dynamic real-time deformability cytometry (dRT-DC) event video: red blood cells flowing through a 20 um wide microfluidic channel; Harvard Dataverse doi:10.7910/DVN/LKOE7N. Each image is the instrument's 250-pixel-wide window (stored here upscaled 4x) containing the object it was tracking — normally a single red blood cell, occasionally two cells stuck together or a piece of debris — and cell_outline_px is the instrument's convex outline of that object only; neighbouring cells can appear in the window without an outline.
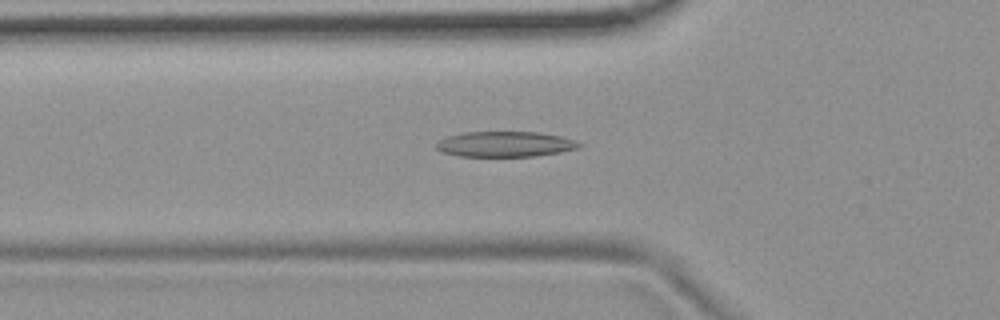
{"species": "common noctule bat (a hibernating species)", "species_latin": "Nyctalus noctula", "temperature_condition": "room temperature", "stored_images_in_passage": 52, "camera_frame_rate_fps": 3000, "um_per_image_px": 0.085, "animal": {"sex": "female", "body_mass_g": 19.9}, "frame": {"image": 1, "passage_image": 17, "time_ms": 5.333, "image_size_px": [1000, 320], "cell_outline_px": [[584, 144], [580, 148], [560, 152], [536, 156], [460, 156], [440, 152], [436, 148], [436, 144], [440, 140], [448, 136], [464, 132], [540, 132], [560, 136]], "centroid_in_image_um": [42.94, 12.25], "position_along_channel_um": 82.9, "area_um2": 21.15}}
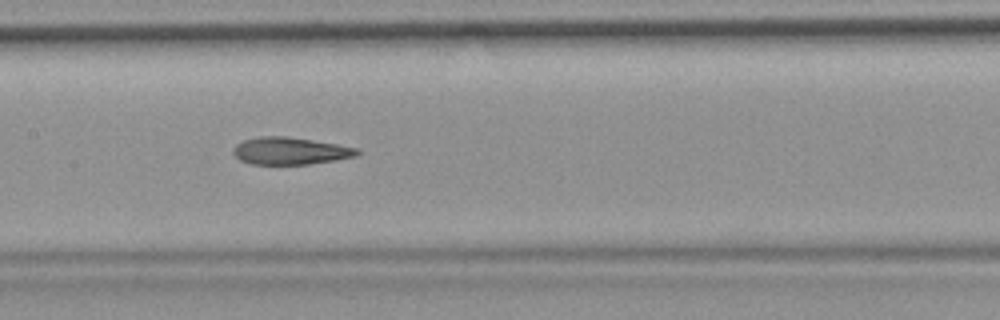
{"frame": {"image": 2, "passage_image": 25, "time_ms": 8.0, "image_size_px": [1000, 320], "cell_outline_px": [[360, 152], [356, 156], [336, 160], [308, 164], [252, 164], [240, 160], [232, 152], [232, 148], [236, 144], [244, 140], [260, 136], [288, 136], [360, 148]], "centroid_in_image_um": [24.67, 12.82], "position_along_channel_um": 182.7, "area_um2": 19.71}}
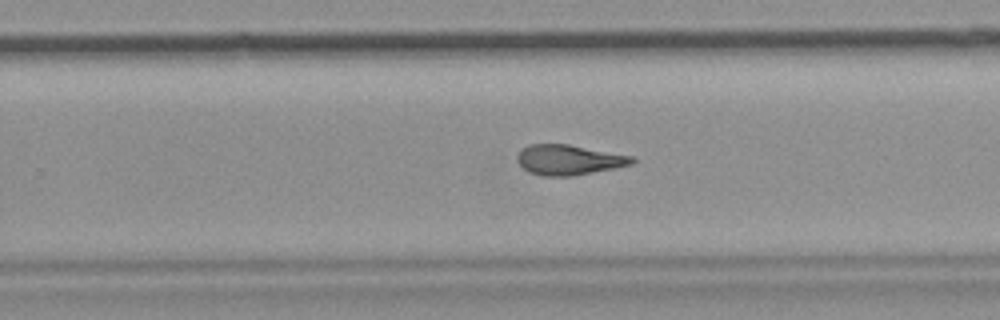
{"frame": {"image": 3, "passage_image": 33, "time_ms": 10.667, "image_size_px": [1000, 320], "cell_outline_px": [[636, 160], [632, 164], [616, 168], [572, 176], [544, 176], [528, 172], [516, 160], [516, 156], [528, 144], [568, 144], [632, 156]], "centroid_in_image_um": [48.35, 13.59], "position_along_channel_um": 281.5, "area_um2": 20.11}, "authors_computed_cell_mechanics": {"area_um2": 21.097, "velocity_mm_per_s": 3.7299, "shape_relaxation_time_tau1_ms": null, "shape_relaxation_time_tau2_ms": 3.2216, "deformation_change_tau1": null, "deformation_change_tau2": 0.1307}}